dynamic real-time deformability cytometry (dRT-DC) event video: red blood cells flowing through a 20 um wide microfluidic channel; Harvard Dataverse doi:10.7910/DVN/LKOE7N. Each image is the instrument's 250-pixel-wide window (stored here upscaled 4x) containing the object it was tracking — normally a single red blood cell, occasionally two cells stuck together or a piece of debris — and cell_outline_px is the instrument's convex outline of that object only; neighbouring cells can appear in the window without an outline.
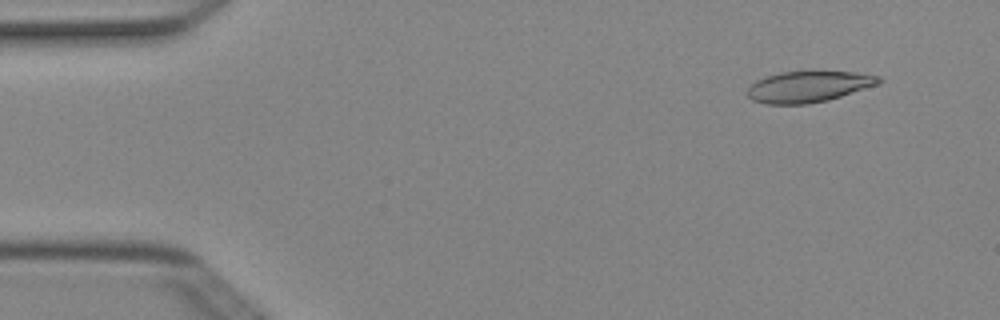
{"species": "Egyptian fruit bat (a non-hibernating species)", "species_latin": "Rousettus aegyptiacus", "temperature_condition": "cold", "stored_images_in_passage": 4, "camera_frame_rate_fps": 3000, "um_per_image_px": 0.085, "animal": {"sex": "female"}, "frame": {"image": 1, "passage_image": 1, "time_ms": 0.0, "image_size_px": [1000, 320], "cell_outline_px": [[884, 80], [880, 84], [828, 100], [808, 104], [768, 104], [752, 100], [748, 96], [748, 88], [756, 80], [780, 72], [820, 68], [852, 72], [880, 76]], "centroid_in_image_um": [68.78, 7.31], "position_along_channel_um": 16.2, "area_um2": 24.68}}
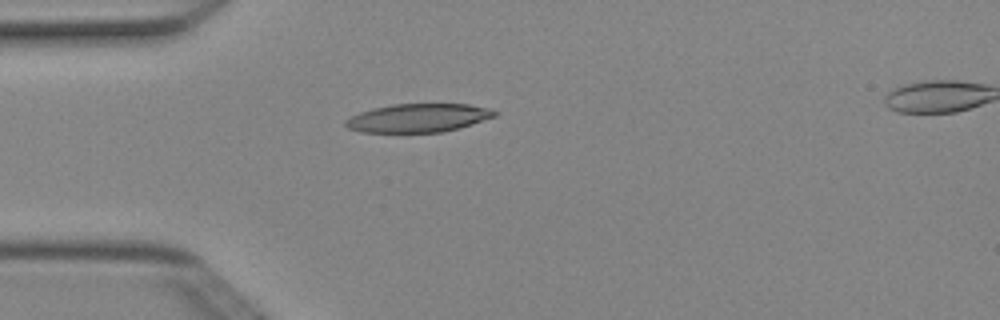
{"frame": {"image": 2, "passage_image": 3, "time_ms": 0.667, "image_size_px": [1000, 320], "cell_outline_px": [[500, 112], [496, 116], [460, 128], [444, 132], [360, 132], [348, 128], [344, 124], [344, 120], [360, 112], [372, 108], [392, 104], [468, 104], [488, 108]], "centroid_in_image_um": [35.56, 10.02], "position_along_channel_um": 49.4, "area_um2": 24.85}}